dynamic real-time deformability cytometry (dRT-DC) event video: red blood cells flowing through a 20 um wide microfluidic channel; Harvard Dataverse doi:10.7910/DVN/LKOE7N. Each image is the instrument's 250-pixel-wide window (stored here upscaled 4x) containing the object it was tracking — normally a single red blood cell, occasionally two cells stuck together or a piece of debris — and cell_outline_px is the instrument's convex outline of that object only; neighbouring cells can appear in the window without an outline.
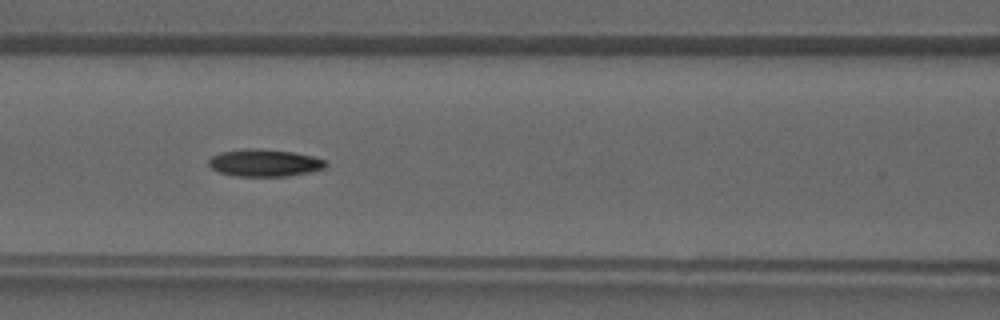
{"species": "common noctule bat (a hibernating species)", "species_latin": "Nyctalus noctula", "temperature_condition": "warm", "stored_images_in_passage": 34, "camera_frame_rate_fps": 3000, "um_per_image_px": 0.085, "animal": {"sex": "male", "forearm_length_mm": 52.5}, "frame": {"image": 1, "passage_image": 11, "time_ms": 3.333, "image_size_px": [1000, 320], "cell_outline_px": [[328, 164], [324, 168], [308, 172], [288, 176], [236, 176], [220, 172], [212, 168], [208, 164], [208, 160], [212, 156], [220, 152], [244, 148], [260, 148], [292, 152], [312, 156], [324, 160]], "centroid_in_image_um": [22.46, 13.83], "position_along_channel_um": 144.1, "area_um2": 18.55}}
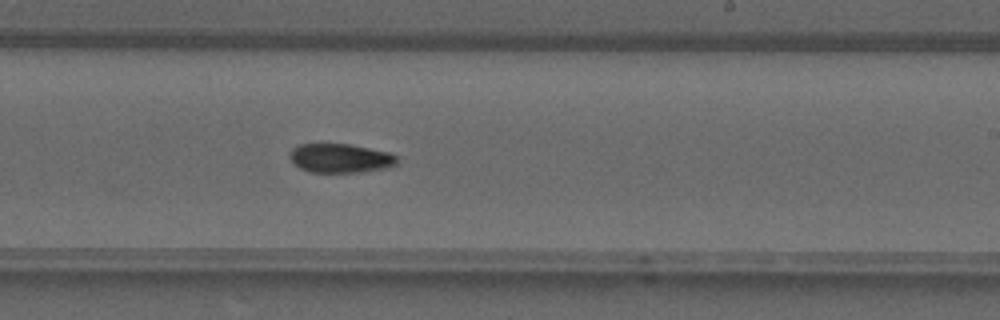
{"frame": {"image": 2, "passage_image": 18, "time_ms": 5.667, "image_size_px": [1000, 320], "cell_outline_px": [[396, 164], [388, 168], [360, 172], [308, 172], [300, 168], [288, 156], [292, 148], [300, 144], [348, 144], [388, 152], [396, 156]], "centroid_in_image_um": [28.91, 13.45], "position_along_channel_um": 260.1, "area_um2": 18.03}}
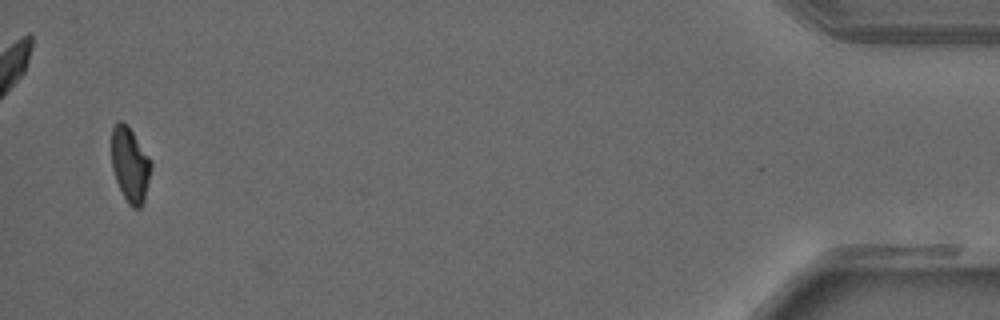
{"frame": {"image": 3, "passage_image": 33, "time_ms": 10.667, "image_size_px": [1000, 320], "cell_outline_px": [[152, 164], [144, 200], [140, 208], [132, 208], [128, 204], [116, 180], [112, 168], [112, 128], [120, 120], [132, 132], [152, 160]], "centroid_in_image_um": [11.06, 14.03], "position_along_channel_um": 424.1, "area_um2": 16.88}}